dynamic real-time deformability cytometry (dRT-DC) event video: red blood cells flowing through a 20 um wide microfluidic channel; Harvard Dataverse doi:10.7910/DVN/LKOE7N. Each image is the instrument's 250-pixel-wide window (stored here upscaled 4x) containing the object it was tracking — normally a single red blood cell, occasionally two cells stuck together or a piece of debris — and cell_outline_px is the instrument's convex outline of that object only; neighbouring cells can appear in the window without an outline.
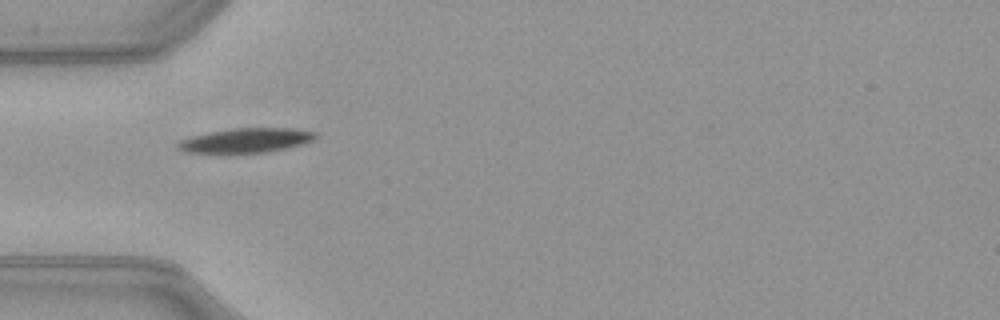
{"species": "common noctule bat (a hibernating species)", "species_latin": "Nyctalus noctula", "temperature_condition": "warm", "stored_images_in_passage": 26, "camera_frame_rate_fps": 3000, "um_per_image_px": 0.085, "animal": {"sex": "female", "body_mass_g": 21.9}, "frame": {"image": 1, "passage_image": 1, "time_ms": 0.0, "image_size_px": [1000, 320], "cell_outline_px": [[316, 136], [312, 140], [304, 144], [288, 148], [268, 152], [236, 156], [220, 156], [184, 152], [176, 148], [176, 144], [180, 140], [192, 136], [208, 132], [232, 128], [292, 128], [316, 132]], "centroid_in_image_um": [20.8, 12.0], "position_along_channel_um": 64.2, "area_um2": 20.98}}
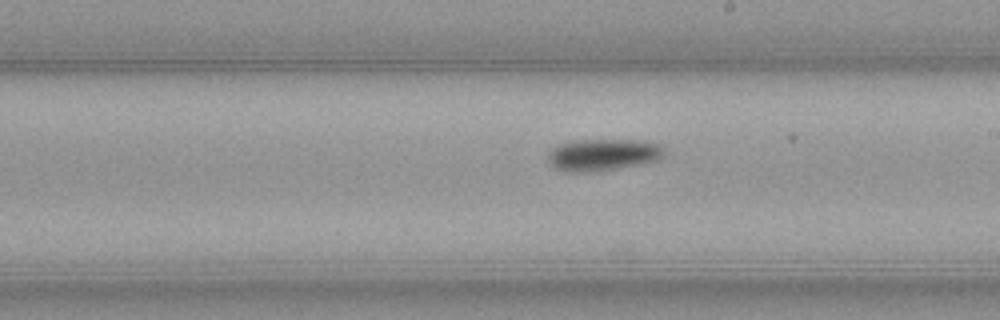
{"frame": {"image": 2, "passage_image": 14, "time_ms": 4.333, "image_size_px": [1000, 320], "cell_outline_px": [[664, 152], [656, 160], [640, 164], [616, 168], [588, 172], [568, 172], [556, 168], [548, 160], [548, 152], [552, 148], [560, 144], [576, 140], [636, 140], [656, 144]], "centroid_in_image_um": [51.17, 13.15], "position_along_channel_um": 237.8, "area_um2": 21.04}}
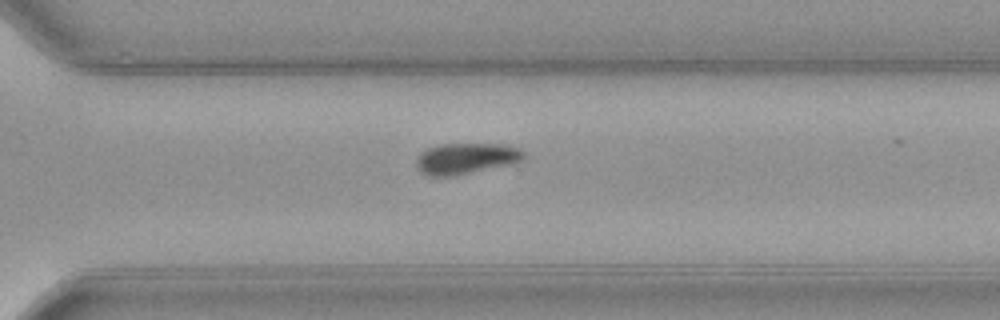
{"frame": {"image": 3, "passage_image": 21, "time_ms": 6.667, "image_size_px": [1000, 320], "cell_outline_px": [[528, 156], [524, 160], [516, 164], [452, 176], [428, 176], [420, 172], [416, 168], [416, 160], [420, 152], [428, 148], [440, 144], [500, 144], [520, 148]], "centroid_in_image_um": [39.66, 13.48], "position_along_channel_um": 330.9, "area_um2": 19.88}}